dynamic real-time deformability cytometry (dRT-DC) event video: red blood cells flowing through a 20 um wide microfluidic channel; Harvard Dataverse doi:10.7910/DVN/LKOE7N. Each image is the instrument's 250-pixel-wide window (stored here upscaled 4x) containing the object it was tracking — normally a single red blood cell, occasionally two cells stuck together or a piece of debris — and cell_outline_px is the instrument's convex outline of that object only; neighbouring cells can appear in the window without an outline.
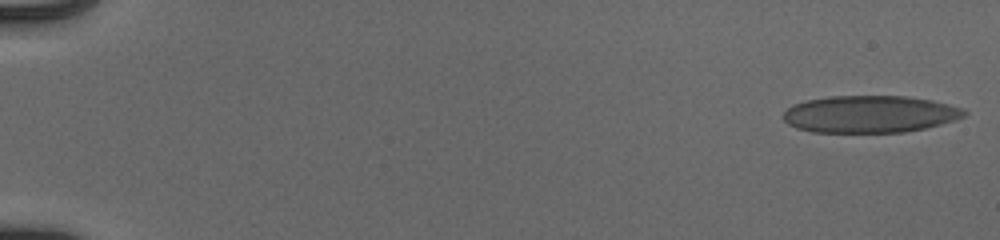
{"species": "human", "species_latin": "Homo sapiens", "temperature_condition": "cold", "stored_images_in_passage": 53, "camera_frame_rate_fps": 3000, "um_per_image_px": 0.085, "donor": {"sex": "male"}, "frame": {"image": 1, "passage_image": 1, "time_ms": 0.0, "image_size_px": [1000, 240], "cell_outline_px": [[968, 112], [964, 116], [952, 120], [924, 128], [904, 132], [812, 132], [796, 128], [788, 124], [784, 120], [784, 112], [792, 104], [808, 100], [832, 96], [904, 96], [932, 100], [960, 108]], "centroid_in_image_um": [73.89, 9.7], "position_along_channel_um": 11.1, "area_um2": 38.78}}
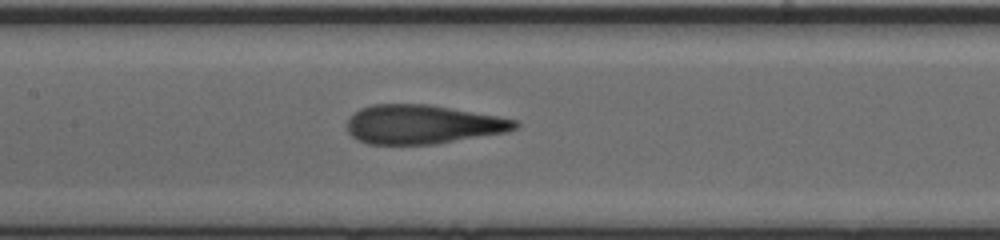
{"frame": {"image": 2, "passage_image": 27, "time_ms": 8.667, "image_size_px": [1000, 240], "cell_outline_px": [[520, 124], [516, 128], [504, 132], [436, 144], [368, 144], [356, 140], [348, 132], [348, 120], [360, 108], [372, 104], [428, 104], [496, 116], [516, 120]], "centroid_in_image_um": [35.88, 10.58], "position_along_channel_um": 171.5, "area_um2": 37.86}}
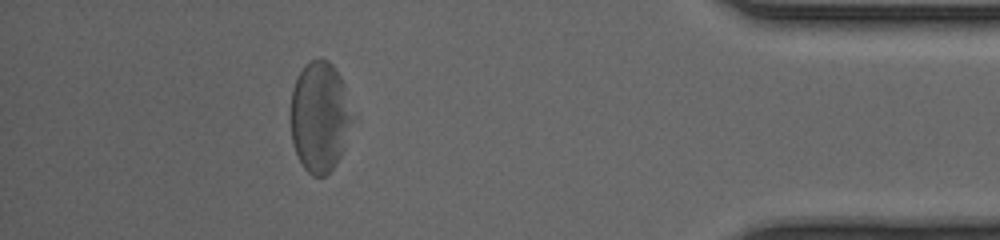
{"frame": {"image": 3, "passage_image": 48, "time_ms": 15.667, "image_size_px": [1000, 240], "cell_outline_px": [[348, 120], [344, 148], [336, 164], [324, 176], [312, 176], [304, 168], [296, 152], [292, 140], [292, 88], [304, 64], [312, 60], [328, 60], [332, 64], [340, 76], [344, 84], [348, 116]], "centroid_in_image_um": [27.12, 9.93], "position_along_channel_um": 408.1, "area_um2": 38.15}, "authors_computed_cell_mechanics": {"area_um2": 39.4774, "velocity_mm_per_s": 3.9332, "shape_relaxation_time_tau1_ms": 4.8639, "shape_relaxation_time_tau2_ms": 0.9252, "deformation_change_tau1": 0.1829, "deformation_change_tau2": 0.0838}}